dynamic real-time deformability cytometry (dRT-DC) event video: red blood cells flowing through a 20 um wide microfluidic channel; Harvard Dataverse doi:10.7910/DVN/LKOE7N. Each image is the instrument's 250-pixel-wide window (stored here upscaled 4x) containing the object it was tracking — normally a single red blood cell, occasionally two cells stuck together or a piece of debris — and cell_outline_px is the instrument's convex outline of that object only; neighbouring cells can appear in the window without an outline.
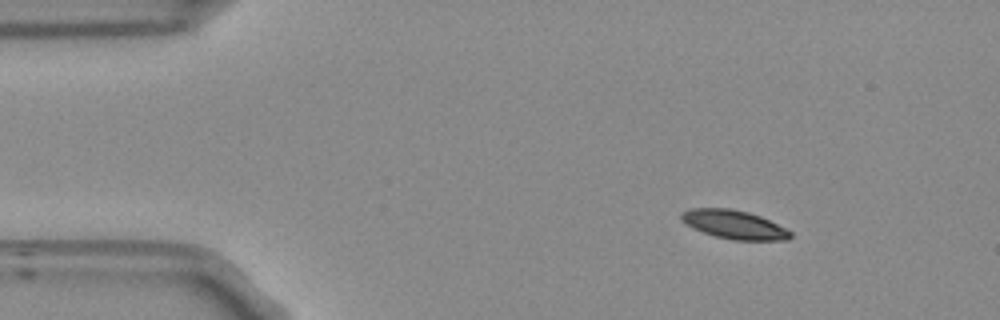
{"species": "Egyptian fruit bat (a non-hibernating species)", "species_latin": "Rousettus aegyptiacus", "temperature_condition": "room temperature", "stored_images_in_passage": 48, "camera_frame_rate_fps": 3000, "um_per_image_px": 0.085, "frame": {"image": 1, "passage_image": 1, "time_ms": 0.0, "image_size_px": [1000, 320], "cell_outline_px": [[792, 236], [788, 240], [732, 240], [716, 236], [692, 228], [680, 220], [680, 216], [688, 208], [728, 208], [748, 212], [760, 216], [792, 232]], "centroid_in_image_um": [62.38, 19.09], "position_along_channel_um": 22.6, "area_um2": 18.09}}
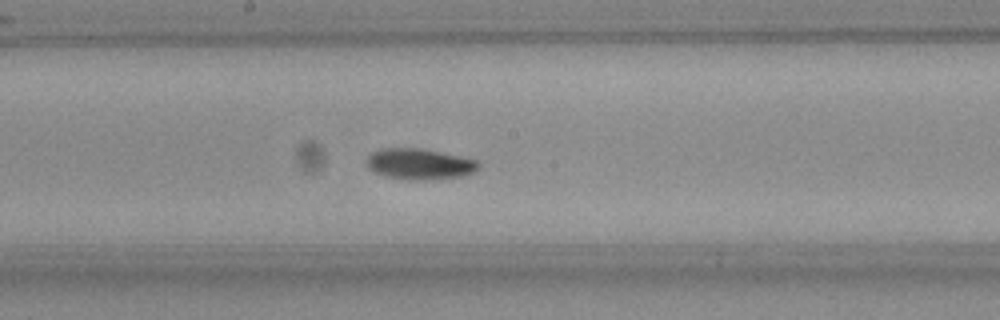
{"frame": {"image": 2, "passage_image": 22, "time_ms": 7.0, "image_size_px": [1000, 320], "cell_outline_px": [[480, 168], [476, 172], [464, 176], [424, 180], [408, 180], [384, 176], [368, 168], [368, 156], [372, 152], [380, 148], [420, 148], [460, 156], [476, 160], [480, 164]], "centroid_in_image_um": [35.69, 13.95], "position_along_channel_um": 212.5, "area_um2": 20.23}}
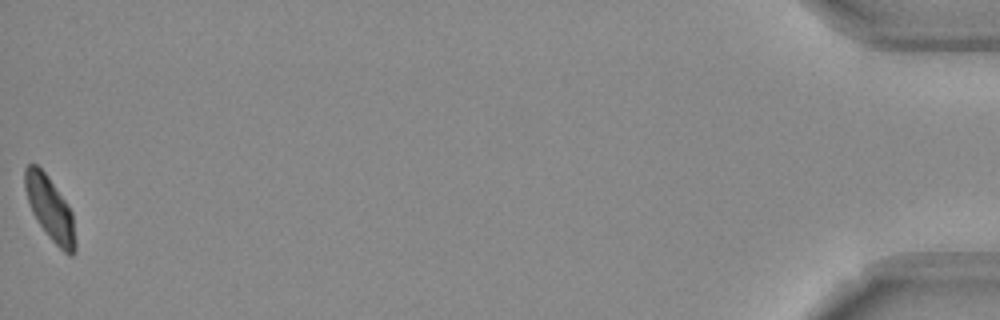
{"frame": {"image": 3, "passage_image": 48, "time_ms": 15.667, "image_size_px": [1000, 320], "cell_outline_px": [[76, 248], [72, 256], [68, 256], [52, 240], [40, 224], [32, 212], [28, 200], [24, 184], [24, 168], [28, 164], [36, 164], [48, 176], [68, 204], [72, 212], [76, 244]], "centroid_in_image_um": [4.26, 17.72], "position_along_channel_um": 430.9, "area_um2": 18.5}, "authors_computed_cell_mechanics": {"area_um2": 18.9006, "velocity_mm_per_s": 3.7203, "shape_relaxation_time_tau1_ms": 5.6562, "shape_relaxation_time_tau2_ms": 4.0421, "deformation_change_tau1": 0.1547, "deformation_change_tau2": 0.085}}